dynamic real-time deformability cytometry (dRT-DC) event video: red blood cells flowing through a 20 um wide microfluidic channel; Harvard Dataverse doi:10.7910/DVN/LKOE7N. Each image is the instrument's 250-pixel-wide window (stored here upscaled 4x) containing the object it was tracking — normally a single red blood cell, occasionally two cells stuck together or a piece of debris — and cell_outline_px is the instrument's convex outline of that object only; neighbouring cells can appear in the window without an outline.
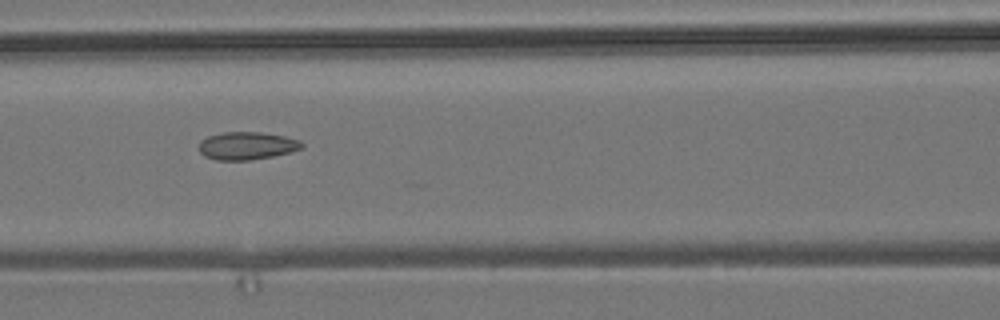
{"species": "common noctule bat (a hibernating species)", "species_latin": "Nyctalus noctula", "temperature_condition": "room temperature", "stored_images_in_passage": 8, "camera_frame_rate_fps": 3000, "um_per_image_px": 0.085, "animal": {"sex": "male", "body_mass_g": 19.2, "forearm_length_mm": 51.8}, "frame": {"image": 1, "passage_image": 6, "time_ms": 7.333, "image_size_px": [1000, 320], "cell_outline_px": [[304, 144], [300, 148], [288, 152], [272, 156], [248, 160], [216, 160], [204, 156], [200, 152], [200, 140], [208, 136], [224, 132], [260, 132], [284, 136], [300, 140]], "centroid_in_image_um": [20.95, 12.38], "position_along_channel_um": 145.6, "area_um2": 16.47}}
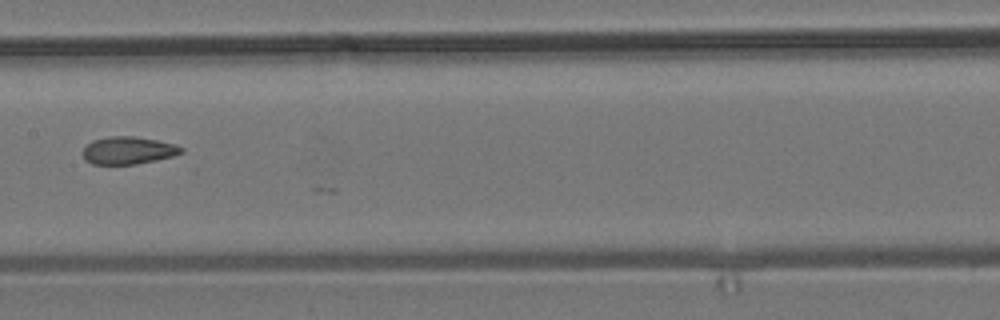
{"frame": {"image": 2, "passage_image": 7, "time_ms": 8.667, "image_size_px": [1000, 320], "cell_outline_px": [[184, 152], [172, 156], [156, 160], [136, 164], [92, 164], [84, 160], [84, 148], [92, 140], [112, 136], [136, 136], [176, 144], [184, 148]], "centroid_in_image_um": [10.92, 12.78], "position_along_channel_um": 196.5, "area_um2": 15.78}}